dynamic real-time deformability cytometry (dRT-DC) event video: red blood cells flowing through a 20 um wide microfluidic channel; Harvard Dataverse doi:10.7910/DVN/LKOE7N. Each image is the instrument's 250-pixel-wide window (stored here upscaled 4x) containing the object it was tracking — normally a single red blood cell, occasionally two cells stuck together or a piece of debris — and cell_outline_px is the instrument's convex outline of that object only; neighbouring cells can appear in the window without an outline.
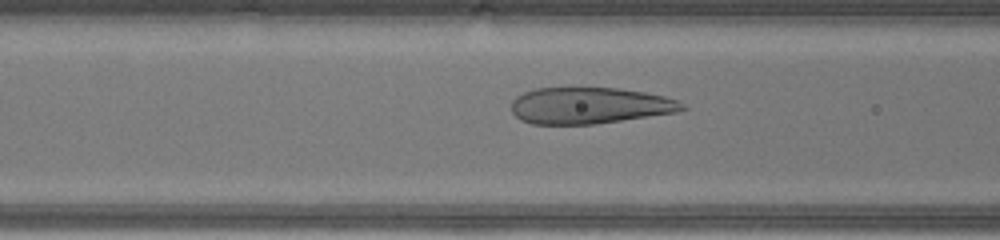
{"species": "human", "species_latin": "Homo sapiens", "temperature_condition": "warm", "stored_images_in_passage": 15, "camera_frame_rate_fps": 3000, "um_per_image_px": 0.085, "donor": {"sex": "male"}, "frame": {"image": 1, "passage_image": 13, "time_ms": 4.0, "image_size_px": [1000, 240], "cell_outline_px": [[688, 108], [676, 112], [596, 124], [532, 124], [520, 120], [512, 112], [512, 100], [516, 96], [524, 92], [536, 88], [620, 88], [644, 92], [664, 96], [676, 100], [684, 104]], "centroid_in_image_um": [50.1, 8.97], "position_along_channel_um": 116.5, "area_um2": 36.24}}